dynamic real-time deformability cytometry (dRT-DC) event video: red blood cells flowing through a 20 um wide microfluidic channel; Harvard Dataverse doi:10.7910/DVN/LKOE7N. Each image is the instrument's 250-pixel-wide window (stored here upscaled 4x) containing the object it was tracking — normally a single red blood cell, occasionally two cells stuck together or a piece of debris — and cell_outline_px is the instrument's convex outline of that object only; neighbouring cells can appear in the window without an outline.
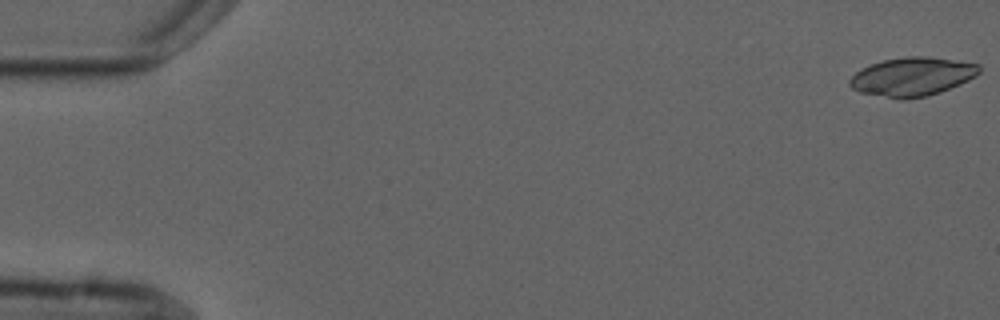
{"species": "common noctule bat (a hibernating species)", "species_latin": "Nyctalus noctula", "temperature_condition": "cold", "stored_images_in_passage": 5, "camera_frame_rate_fps": 3000, "um_per_image_px": 0.085, "animal": {"sex": "male", "forearm_length_mm": 52.5}, "frame": {"image": 1, "passage_image": 1, "time_ms": 0.0, "image_size_px": [1000, 320], "cell_outline_px": [[980, 72], [976, 76], [960, 84], [940, 92], [908, 100], [900, 100], [860, 92], [852, 88], [848, 84], [848, 80], [860, 68], [884, 60], [904, 56], [924, 56], [980, 64]], "centroid_in_image_um": [77.51, 6.53], "position_along_channel_um": 7.5, "area_um2": 29.25}}